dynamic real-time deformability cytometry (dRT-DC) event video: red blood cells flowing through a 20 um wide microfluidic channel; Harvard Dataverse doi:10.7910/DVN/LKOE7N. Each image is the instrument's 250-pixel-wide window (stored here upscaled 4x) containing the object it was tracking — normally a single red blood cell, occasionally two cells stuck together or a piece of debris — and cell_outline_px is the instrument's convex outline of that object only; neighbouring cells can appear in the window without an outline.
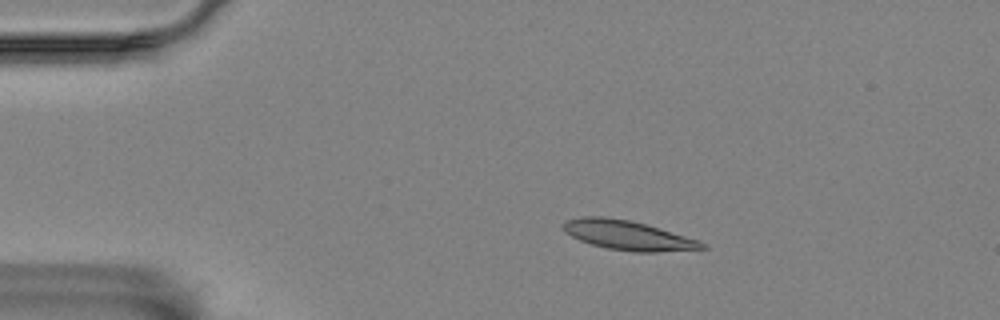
{"species": "Egyptian fruit bat (a non-hibernating species)", "species_latin": "Rousettus aegyptiacus", "temperature_condition": "room temperature", "stored_images_in_passage": 6, "camera_frame_rate_fps": 3000, "um_per_image_px": 0.085, "animal": {"sex": "female"}, "frame": {"image": 1, "passage_image": 3, "time_ms": 2.333, "image_size_px": [1000, 320], "cell_outline_px": [[708, 248], [660, 252], [632, 252], [608, 248], [592, 244], [580, 240], [564, 232], [560, 228], [568, 220], [580, 216], [604, 216], [632, 220], [700, 240]], "centroid_in_image_um": [53.36, 19.99], "position_along_channel_um": 31.6, "area_um2": 23.87}}
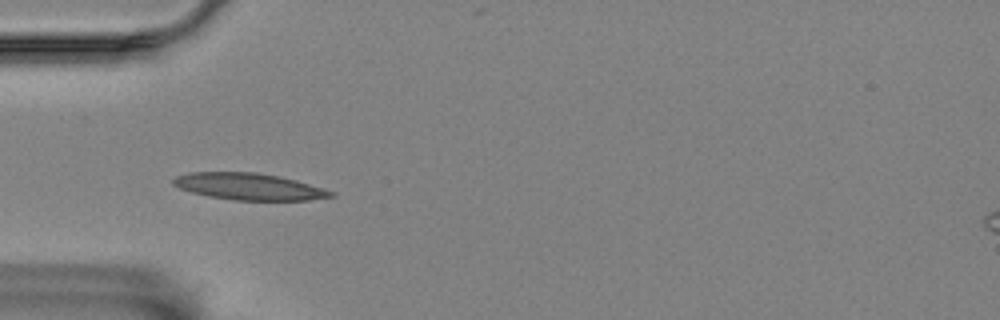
{"frame": {"image": 2, "passage_image": 5, "time_ms": 4.667, "image_size_px": [1000, 320], "cell_outline_px": [[336, 196], [308, 200], [232, 200], [208, 196], [192, 192], [180, 188], [172, 184], [172, 180], [176, 176], [188, 172], [256, 172], [280, 176], [296, 180], [324, 188], [336, 192]], "centroid_in_image_um": [21.18, 15.85], "position_along_channel_um": 63.8, "area_um2": 24.68}}
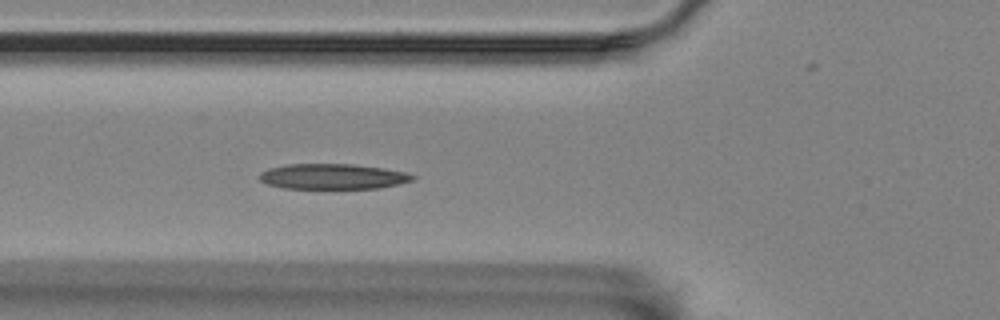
{"frame": {"image": 3, "passage_image": 6, "time_ms": 5.667, "image_size_px": [1000, 320], "cell_outline_px": [[416, 180], [380, 188], [284, 188], [268, 184], [260, 180], [260, 172], [268, 168], [288, 164], [352, 164], [384, 168], [404, 172], [416, 176]], "centroid_in_image_um": [28.31, 15.0], "position_along_channel_um": 97.5, "area_um2": 22.6}}